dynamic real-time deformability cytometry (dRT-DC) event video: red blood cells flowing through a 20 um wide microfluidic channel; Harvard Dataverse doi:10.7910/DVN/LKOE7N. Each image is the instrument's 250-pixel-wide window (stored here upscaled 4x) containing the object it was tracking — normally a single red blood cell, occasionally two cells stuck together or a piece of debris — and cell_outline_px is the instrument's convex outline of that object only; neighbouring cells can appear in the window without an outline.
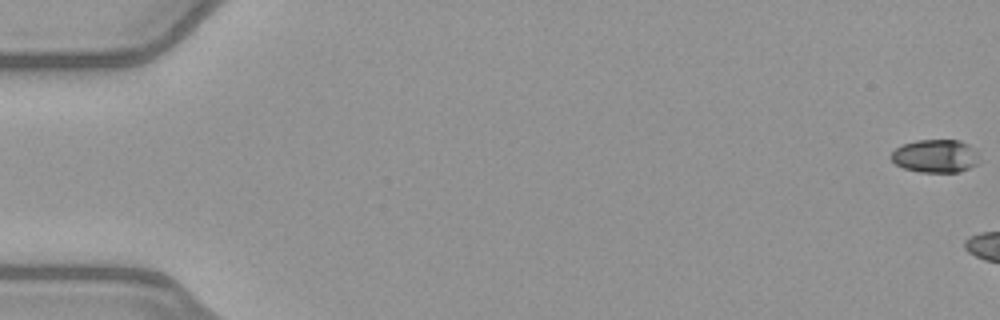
{"species": "common noctule bat (a hibernating species)", "species_latin": "Nyctalus noctula", "temperature_condition": "warm", "stored_images_in_passage": 11, "camera_frame_rate_fps": 3000, "um_per_image_px": 0.085, "animal": {"sex": "female", "body_mass_g": 21.9}, "frame": {"image": 1, "passage_image": 1, "time_ms": 0.0, "image_size_px": [1000, 320], "cell_outline_px": [[980, 160], [976, 164], [960, 172], [920, 172], [904, 168], [896, 164], [888, 156], [896, 148], [904, 144], [916, 140], [960, 140], [968, 144], [976, 152]], "centroid_in_image_um": [79.5, 13.26], "position_along_channel_um": 5.5, "area_um2": 16.99}}